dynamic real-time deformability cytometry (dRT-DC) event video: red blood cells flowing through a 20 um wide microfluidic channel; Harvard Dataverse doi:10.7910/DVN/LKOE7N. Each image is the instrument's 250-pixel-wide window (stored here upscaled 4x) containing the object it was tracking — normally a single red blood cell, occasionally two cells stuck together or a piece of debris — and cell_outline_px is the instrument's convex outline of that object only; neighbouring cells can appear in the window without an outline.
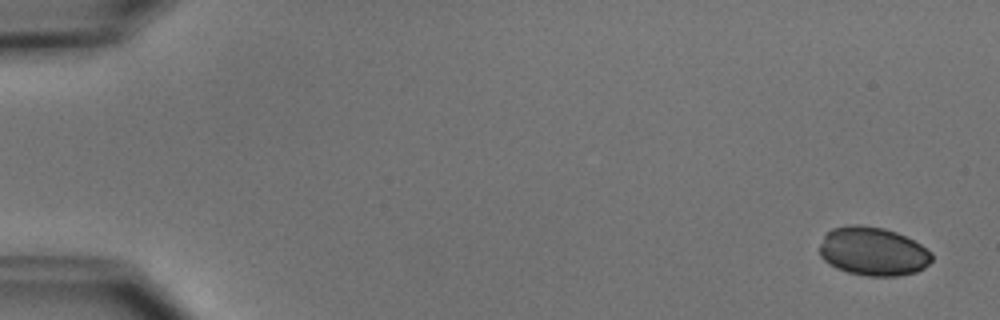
{"species": "common noctule bat (a hibernating species)", "species_latin": "Nyctalus noctula", "temperature_condition": "cold", "stored_images_in_passage": 4, "camera_frame_rate_fps": 3000, "um_per_image_px": 0.085, "animal": {"sex": "male", "body_mass_g": 15.6}, "frame": {"image": 1, "passage_image": 1, "time_ms": 0.0, "image_size_px": [1000, 320], "cell_outline_px": [[932, 260], [924, 268], [916, 272], [896, 276], [868, 276], [848, 272], [836, 268], [824, 260], [820, 256], [820, 244], [824, 236], [832, 228], [852, 224], [860, 224], [884, 228], [896, 232], [920, 244], [932, 252]], "centroid_in_image_um": [74.2, 21.36], "position_along_channel_um": 10.8, "area_um2": 31.79}}